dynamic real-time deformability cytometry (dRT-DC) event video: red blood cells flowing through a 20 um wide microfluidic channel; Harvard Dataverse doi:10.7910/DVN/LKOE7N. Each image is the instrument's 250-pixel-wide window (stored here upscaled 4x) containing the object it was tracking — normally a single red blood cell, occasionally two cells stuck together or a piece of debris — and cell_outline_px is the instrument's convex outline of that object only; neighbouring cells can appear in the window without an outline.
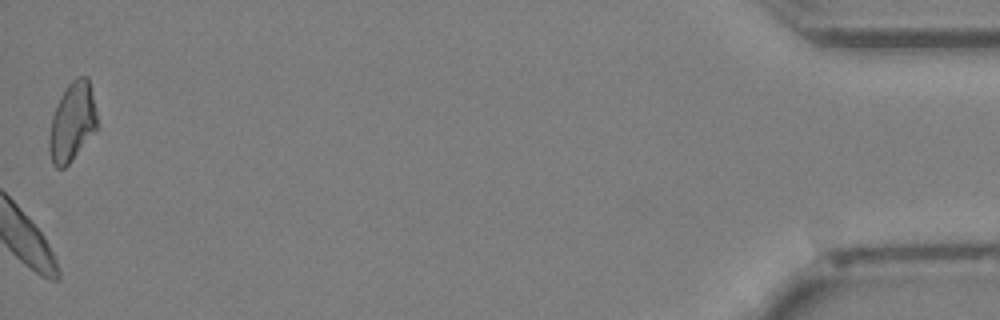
{"species": "Egyptian fruit bat (a non-hibernating species)", "species_latin": "Rousettus aegyptiacus", "temperature_condition": "cold", "stored_images_in_passage": 29, "camera_frame_rate_fps": 3000, "um_per_image_px": 0.085, "animal": {"sex": "female"}, "frame": {"image": 1, "passage_image": 29, "time_ms": 9.333, "image_size_px": [1000, 320], "cell_outline_px": [[96, 132], [72, 160], [64, 168], [56, 168], [52, 164], [48, 148], [48, 140], [52, 116], [56, 104], [64, 88], [76, 76], [88, 76], [96, 112]], "centroid_in_image_um": [6.12, 10.38], "position_along_channel_um": 429.1, "area_um2": 22.25}}